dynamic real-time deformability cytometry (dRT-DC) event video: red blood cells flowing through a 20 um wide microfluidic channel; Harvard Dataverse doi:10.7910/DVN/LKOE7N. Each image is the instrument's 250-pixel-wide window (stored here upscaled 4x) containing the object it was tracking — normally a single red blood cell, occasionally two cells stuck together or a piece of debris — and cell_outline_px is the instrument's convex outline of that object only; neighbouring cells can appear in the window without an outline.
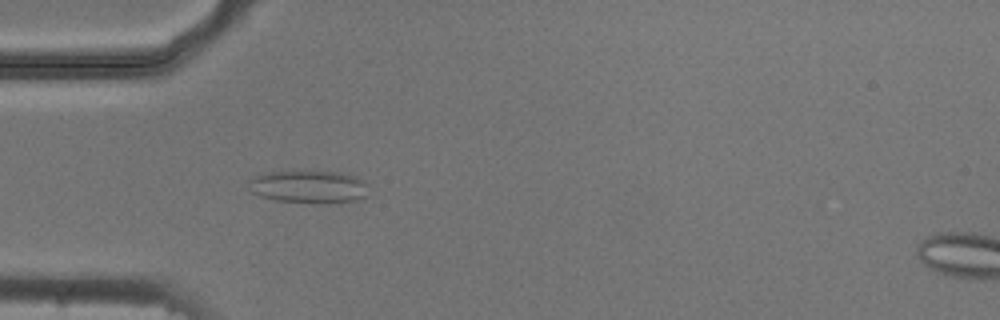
{"species": "common noctule bat (a hibernating species)", "species_latin": "Nyctalus noctula", "temperature_condition": "cold", "stored_images_in_passage": 46, "camera_frame_rate_fps": 3000, "um_per_image_px": 0.085, "animal": {"sex": "male", "body_mass_g": 20.5, "forearm_length_mm": 52.5}, "frame": {"image": 1, "passage_image": 8, "time_ms": 2.333, "image_size_px": [1000, 320], "cell_outline_px": [[368, 196], [356, 200], [332, 204], [316, 204], [276, 200], [260, 196], [252, 192], [248, 180], [252, 176], [264, 172], [340, 172], [356, 176], [364, 180], [368, 184]], "centroid_in_image_um": [26.3, 15.9], "position_along_channel_um": 58.7, "area_um2": 23.29}}
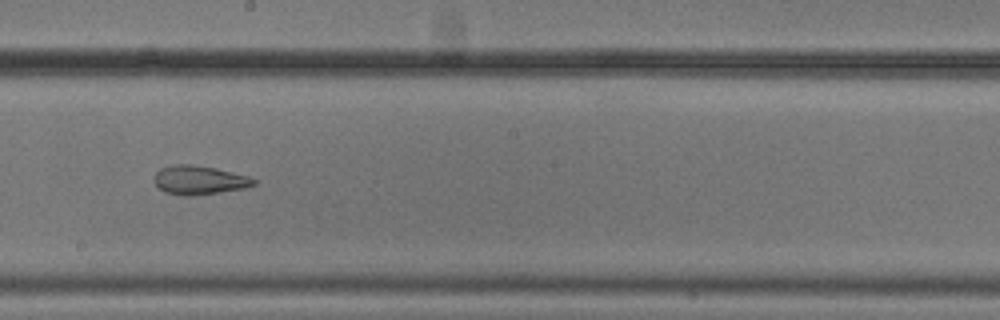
{"frame": {"image": 2, "passage_image": 22, "time_ms": 7.0, "image_size_px": [1000, 320], "cell_outline_px": [[256, 184], [244, 188], [220, 192], [192, 196], [184, 196], [164, 192], [152, 180], [156, 172], [160, 168], [176, 164], [192, 164], [216, 168], [248, 176], [256, 180]], "centroid_in_image_um": [16.91, 15.3], "position_along_channel_um": 231.3, "area_um2": 16.82}}
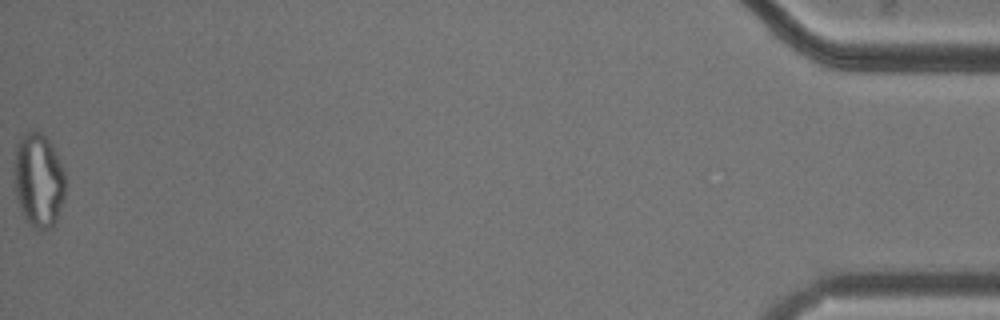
{"frame": {"image": 3, "passage_image": 46, "time_ms": 15.0, "image_size_px": [1000, 320], "cell_outline_px": [[64, 196], [56, 220], [52, 228], [40, 232], [32, 228], [28, 224], [20, 208], [16, 196], [12, 172], [16, 144], [24, 132], [32, 128], [40, 132], [52, 144], [64, 172]], "centroid_in_image_um": [3.23, 15.31], "position_along_channel_um": 432.0, "area_um2": 28.67}, "authors_computed_cell_mechanics": {"area_um2": 21.386, "velocity_mm_per_s": 3.7448, "shape_relaxation_time_tau1_ms": null, "shape_relaxation_time_tau2_ms": 2.5136, "deformation_change_tau1": null, "deformation_change_tau2": 0.1076}}